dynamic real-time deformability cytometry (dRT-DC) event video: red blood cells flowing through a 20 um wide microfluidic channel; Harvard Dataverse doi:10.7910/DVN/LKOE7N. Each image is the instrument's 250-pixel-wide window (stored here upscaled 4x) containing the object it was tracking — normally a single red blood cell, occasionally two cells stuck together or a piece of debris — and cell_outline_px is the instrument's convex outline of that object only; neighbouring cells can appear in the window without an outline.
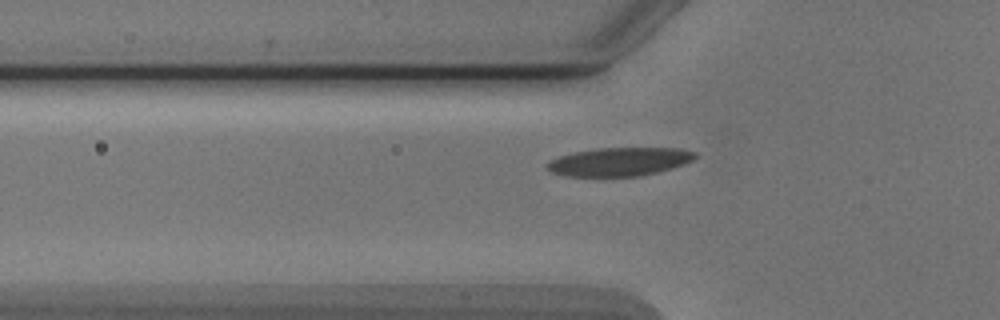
{"species": "Egyptian fruit bat (a non-hibernating species)", "species_latin": "Rousettus aegyptiacus", "temperature_condition": "cold", "stored_images_in_passage": 6, "camera_frame_rate_fps": 3000, "um_per_image_px": 0.085, "animal": {"sex": "male"}, "frame": {"image": 1, "passage_image": 6, "time_ms": 7.0, "image_size_px": [1000, 320], "cell_outline_px": [[696, 156], [692, 160], [684, 164], [672, 168], [640, 176], [568, 176], [552, 172], [548, 168], [548, 160], [560, 156], [576, 152], [600, 148], [680, 148], [696, 152]], "centroid_in_image_um": [52.68, 13.74], "position_along_channel_um": 73.1, "area_um2": 24.28}}